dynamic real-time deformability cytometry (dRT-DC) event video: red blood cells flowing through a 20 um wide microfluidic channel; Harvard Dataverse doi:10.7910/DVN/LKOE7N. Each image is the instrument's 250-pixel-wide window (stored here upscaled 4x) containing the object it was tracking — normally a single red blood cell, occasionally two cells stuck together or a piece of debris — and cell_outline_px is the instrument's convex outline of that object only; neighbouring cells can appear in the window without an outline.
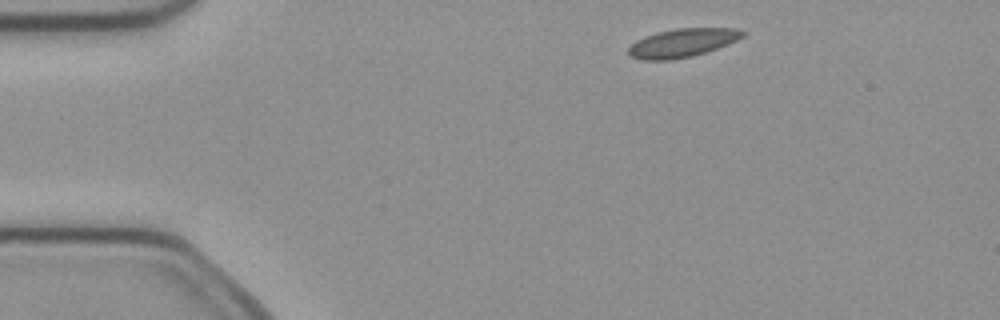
{"species": "common noctule bat (a hibernating species)", "species_latin": "Nyctalus noctula", "temperature_condition": "cold", "stored_images_in_passage": 6, "segment_of_instrument_passage": [2, 2], "camera_frame_rate_fps": 3000, "um_per_image_px": 0.085, "animal": {"sex": "female", "body_mass_g": 21.9}, "frame": {"image": 1, "passage_image": 6, "time_ms": 1.667, "image_size_px": [1000, 320], "cell_outline_px": [[744, 36], [728, 44], [692, 56], [672, 60], [640, 60], [628, 56], [628, 48], [636, 40], [644, 36], [656, 32], [676, 28], [736, 28], [744, 32]], "centroid_in_image_um": [57.94, 3.65], "position_along_channel_um": 27.1, "area_um2": 19.02}}